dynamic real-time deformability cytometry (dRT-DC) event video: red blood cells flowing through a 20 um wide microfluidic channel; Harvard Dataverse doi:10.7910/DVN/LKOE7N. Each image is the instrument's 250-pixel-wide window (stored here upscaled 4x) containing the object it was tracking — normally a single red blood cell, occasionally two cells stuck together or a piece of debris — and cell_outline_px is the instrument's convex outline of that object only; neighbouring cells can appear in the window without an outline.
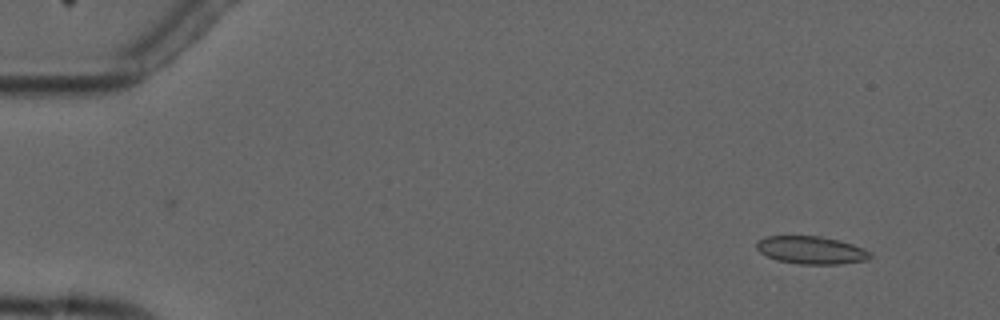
{"species": "common noctule bat (a hibernating species)", "species_latin": "Nyctalus noctula", "temperature_condition": "cold", "stored_images_in_passage": 5, "camera_frame_rate_fps": 3000, "um_per_image_px": 0.085, "animal": {"sex": "male", "forearm_length_mm": 52.5}, "frame": {"image": 1, "passage_image": 1, "time_ms": 0.0, "image_size_px": [1000, 320], "cell_outline_px": [[872, 256], [868, 260], [840, 264], [800, 264], [776, 260], [760, 252], [756, 248], [756, 240], [764, 236], [820, 236], [852, 244], [864, 248], [872, 252]], "centroid_in_image_um": [68.95, 21.26], "position_along_channel_um": 16.0, "area_um2": 18.5}}